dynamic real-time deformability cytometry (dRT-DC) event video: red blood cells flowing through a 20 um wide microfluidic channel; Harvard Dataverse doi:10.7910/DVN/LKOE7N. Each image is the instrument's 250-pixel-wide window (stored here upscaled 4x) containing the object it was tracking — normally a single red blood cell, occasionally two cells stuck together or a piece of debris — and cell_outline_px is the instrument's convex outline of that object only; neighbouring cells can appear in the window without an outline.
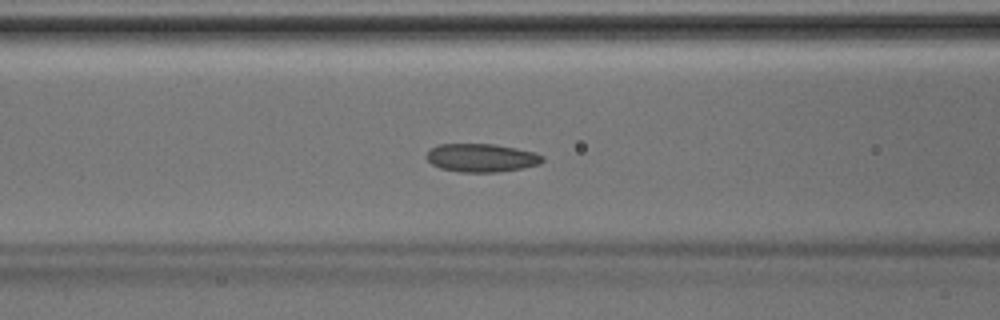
{"species": "Egyptian fruit bat (a non-hibernating species)", "species_latin": "Rousettus aegyptiacus", "temperature_condition": "room temperature", "stored_images_in_passage": 45, "camera_frame_rate_fps": 3000, "um_per_image_px": 0.085, "animal": {"sex": "male"}, "frame": {"image": 1, "passage_image": 19, "time_ms": 6.0, "image_size_px": [1000, 320], "cell_outline_px": [[544, 160], [540, 164], [524, 168], [496, 172], [460, 172], [440, 168], [432, 164], [424, 156], [428, 148], [436, 144], [496, 144], [516, 148], [532, 152], [544, 156]], "centroid_in_image_um": [40.88, 13.41], "position_along_channel_um": 125.7, "area_um2": 19.36}}
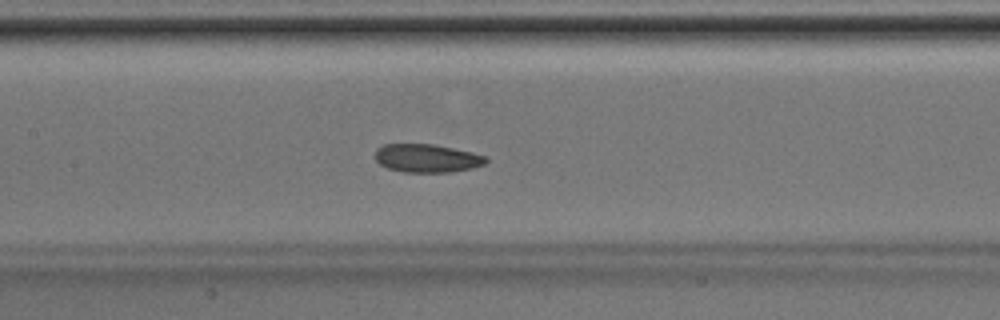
{"frame": {"image": 2, "passage_image": 22, "time_ms": 7.0, "image_size_px": [1000, 320], "cell_outline_px": [[488, 160], [484, 164], [472, 168], [452, 172], [404, 172], [388, 168], [380, 164], [376, 160], [376, 148], [384, 144], [432, 144], [472, 152], [484, 156]], "centroid_in_image_um": [36.28, 13.45], "position_along_channel_um": 171.1, "area_um2": 18.15}}
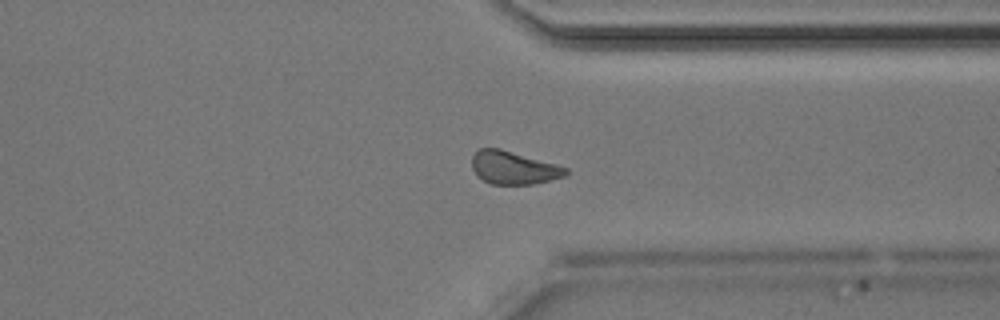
{"frame": {"image": 3, "passage_image": 35, "time_ms": 11.333, "image_size_px": [1000, 320], "cell_outline_px": [[568, 172], [564, 176], [532, 184], [492, 184], [476, 176], [472, 168], [472, 156], [480, 148], [500, 148], [556, 164], [568, 168]], "centroid_in_image_um": [43.62, 14.25], "position_along_channel_um": 367.8, "area_um2": 17.92}}